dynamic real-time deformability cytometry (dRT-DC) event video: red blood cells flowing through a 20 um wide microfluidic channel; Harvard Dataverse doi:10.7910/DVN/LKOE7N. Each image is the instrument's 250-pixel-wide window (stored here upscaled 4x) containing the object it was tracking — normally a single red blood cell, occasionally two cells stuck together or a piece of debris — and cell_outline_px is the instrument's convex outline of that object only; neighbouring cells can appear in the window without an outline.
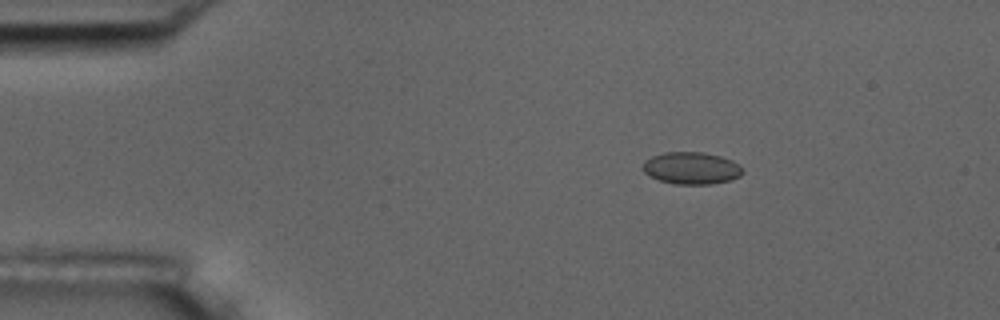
{"species": "common noctule bat (a hibernating species)", "species_latin": "Nyctalus noctula", "temperature_condition": "room temperature", "stored_images_in_passage": 4, "camera_frame_rate_fps": 3000, "um_per_image_px": 0.085, "animal": {"sex": "male", "body_mass_g": 17.5, "forearm_length_mm": 52.3}, "frame": {"image": 1, "passage_image": 2, "time_ms": 1.0, "image_size_px": [1000, 320], "cell_outline_px": [[744, 172], [740, 176], [732, 180], [712, 184], [672, 184], [660, 180], [644, 172], [644, 160], [652, 156], [664, 152], [704, 152], [720, 156], [732, 160], [740, 164]], "centroid_in_image_um": [58.82, 14.29], "position_along_channel_um": 26.2, "area_um2": 18.79}}